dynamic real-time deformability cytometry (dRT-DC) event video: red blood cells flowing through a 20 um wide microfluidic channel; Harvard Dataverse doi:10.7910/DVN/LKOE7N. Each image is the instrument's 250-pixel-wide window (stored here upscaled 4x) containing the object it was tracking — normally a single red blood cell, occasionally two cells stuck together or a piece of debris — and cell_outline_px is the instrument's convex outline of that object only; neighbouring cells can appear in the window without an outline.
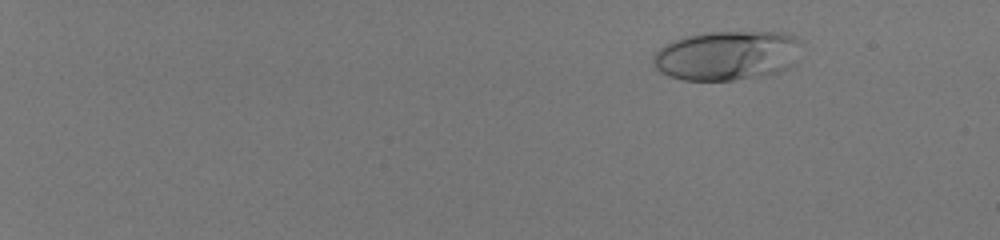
{"species": "human", "species_latin": "Homo sapiens", "temperature_condition": "room temperature", "stored_images_in_passage": 57, "camera_frame_rate_fps": 3000, "um_per_image_px": 0.085, "donor": {"sex": "male"}, "frame": {"image": 1, "passage_image": 10, "time_ms": 3.0, "image_size_px": [1000, 240], "cell_outline_px": [[796, 40], [792, 64], [788, 68], [780, 72], [760, 76], [732, 80], [684, 80], [668, 76], [660, 72], [652, 64], [652, 56], [664, 44], [672, 40], [688, 36], [712, 32], [780, 32], [796, 36]], "centroid_in_image_um": [61.69, 4.73], "position_along_channel_um": 23.3, "area_um2": 42.19}}
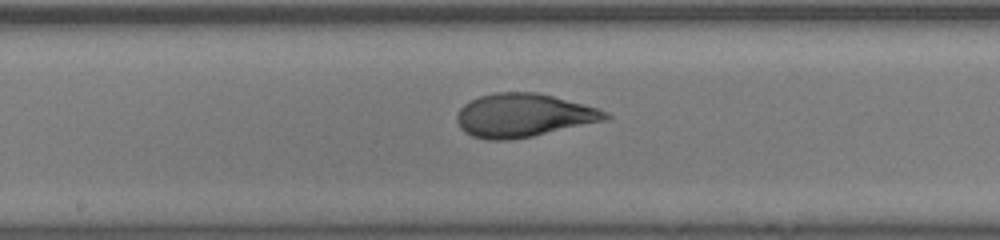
{"frame": {"image": 2, "passage_image": 37, "time_ms": 12.0, "image_size_px": [1000, 240], "cell_outline_px": [[612, 116], [608, 120], [532, 136], [512, 140], [488, 140], [472, 136], [464, 132], [460, 128], [456, 120], [456, 116], [460, 108], [464, 104], [480, 96], [496, 92], [536, 92], [552, 96], [596, 108], [608, 112]], "centroid_in_image_um": [44.48, 9.82], "position_along_channel_um": 203.7, "area_um2": 37.51}}
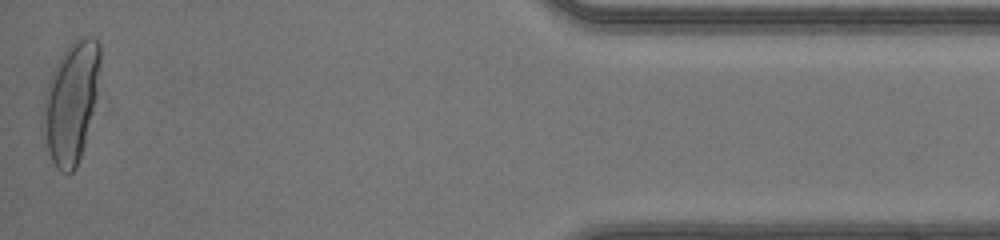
{"frame": {"image": 3, "passage_image": 57, "time_ms": 18.667, "image_size_px": [1000, 240], "cell_outline_px": [[100, 64], [96, 100], [84, 144], [76, 168], [68, 176], [60, 172], [56, 168], [48, 152], [40, 124], [44, 92], [52, 72], [60, 56], [76, 40], [84, 36], [92, 36], [100, 44]], "centroid_in_image_um": [6.01, 8.74], "position_along_channel_um": 429.2, "area_um2": 40.4}, "authors_computed_cell_mechanics": {"area_um2": 37.5122, "velocity_mm_per_s": 4.1442, "shape_relaxation_time_tau1_ms": 5.9382, "shape_relaxation_time_tau2_ms": null, "deformation_change_tau1": 0.2822, "deformation_change_tau2": null}}